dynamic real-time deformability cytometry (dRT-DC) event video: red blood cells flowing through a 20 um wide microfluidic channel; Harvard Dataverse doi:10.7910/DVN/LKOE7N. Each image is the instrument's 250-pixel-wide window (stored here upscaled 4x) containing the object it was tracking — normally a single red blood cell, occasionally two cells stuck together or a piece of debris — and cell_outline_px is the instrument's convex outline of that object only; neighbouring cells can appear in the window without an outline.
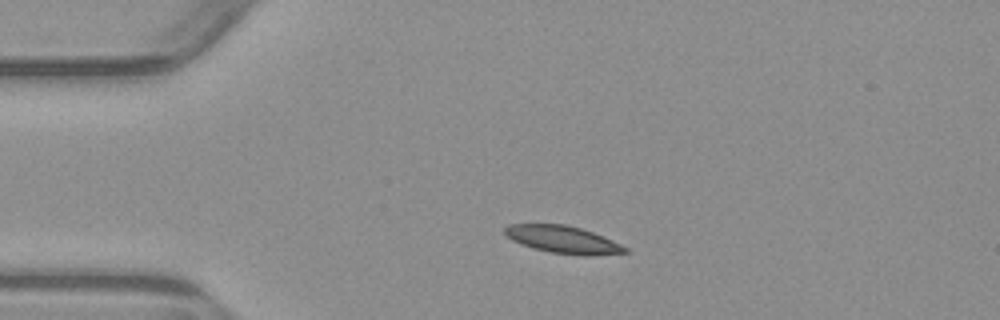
{"species": "common noctule bat (a hibernating species)", "species_latin": "Nyctalus noctula", "temperature_condition": "warm", "stored_images_in_passage": 3, "camera_frame_rate_fps": 3000, "um_per_image_px": 0.085, "animal": {"sex": "male", "body_mass_g": 23.1, "forearm_length_mm": 52.7}, "frame": {"image": 1, "passage_image": 2, "time_ms": 1.333, "image_size_px": [1000, 320], "cell_outline_px": [[628, 252], [588, 256], [580, 256], [552, 252], [532, 248], [520, 244], [512, 240], [504, 232], [504, 228], [508, 224], [564, 224], [580, 228], [604, 236], [628, 248]], "centroid_in_image_um": [47.85, 20.37], "position_along_channel_um": 37.2, "area_um2": 19.19}}